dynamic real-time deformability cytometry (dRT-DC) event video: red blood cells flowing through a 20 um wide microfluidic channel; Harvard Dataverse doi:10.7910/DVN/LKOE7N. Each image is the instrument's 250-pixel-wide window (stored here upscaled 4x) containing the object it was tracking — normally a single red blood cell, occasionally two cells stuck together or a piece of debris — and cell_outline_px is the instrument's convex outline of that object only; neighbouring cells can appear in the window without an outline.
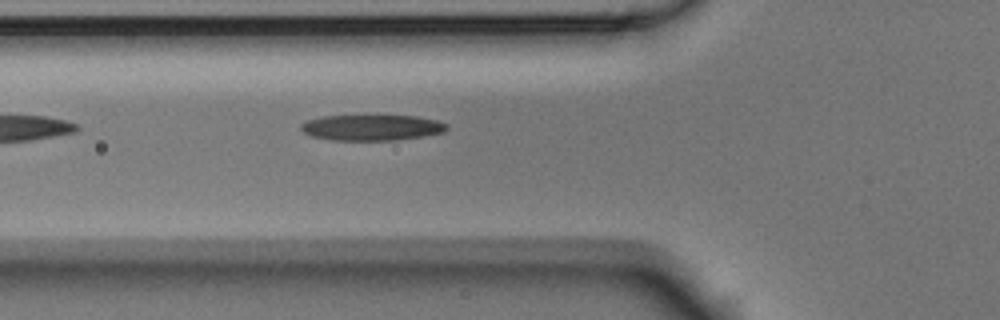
{"species": "Egyptian fruit bat (a non-hibernating species)", "species_latin": "Rousettus aegyptiacus", "temperature_condition": "room temperature", "stored_images_in_passage": 4, "camera_frame_rate_fps": 3000, "um_per_image_px": 0.085, "animal": {"sex": "male"}, "frame": {"image": 1, "passage_image": 4, "time_ms": 1.0, "image_size_px": [1000, 320], "cell_outline_px": [[448, 128], [444, 132], [396, 140], [328, 140], [312, 136], [304, 132], [300, 128], [300, 124], [308, 120], [324, 116], [376, 112], [416, 116], [436, 120], [448, 124]], "centroid_in_image_um": [31.59, 10.78], "position_along_channel_um": 94.2, "area_um2": 23.06}}